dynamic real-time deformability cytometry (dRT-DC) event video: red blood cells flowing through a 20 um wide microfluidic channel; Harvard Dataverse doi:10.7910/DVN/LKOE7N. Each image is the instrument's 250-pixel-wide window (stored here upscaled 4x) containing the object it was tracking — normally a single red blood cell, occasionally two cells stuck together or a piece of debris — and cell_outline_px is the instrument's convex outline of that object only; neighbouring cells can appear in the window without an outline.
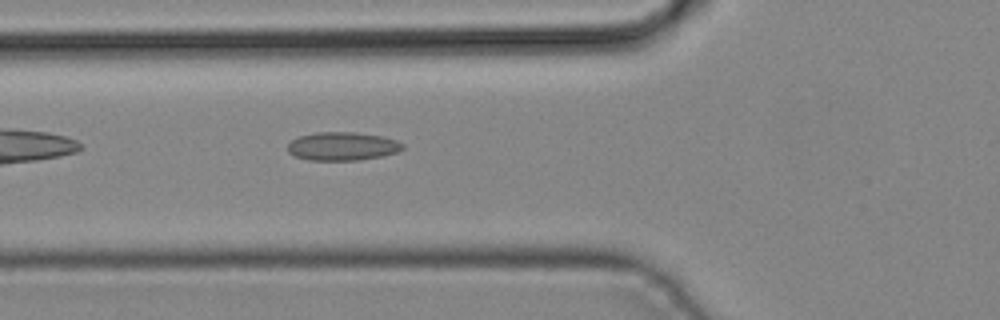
{"species": "common noctule bat (a hibernating species)", "species_latin": "Nyctalus noctula", "temperature_condition": "cold", "stored_images_in_passage": 27, "camera_frame_rate_fps": 3000, "um_per_image_px": 0.085, "animal": {"sex": "male", "body_mass_g": 19.2, "forearm_length_mm": 51.8}, "frame": {"image": 1, "passage_image": 4, "time_ms": 1.0, "image_size_px": [1000, 320], "cell_outline_px": [[404, 148], [396, 152], [380, 156], [360, 160], [308, 160], [296, 156], [288, 152], [288, 144], [292, 140], [300, 136], [316, 132], [356, 132], [380, 136], [396, 140], [404, 144]], "centroid_in_image_um": [29.1, 12.43], "position_along_channel_um": 96.7, "area_um2": 18.9}}
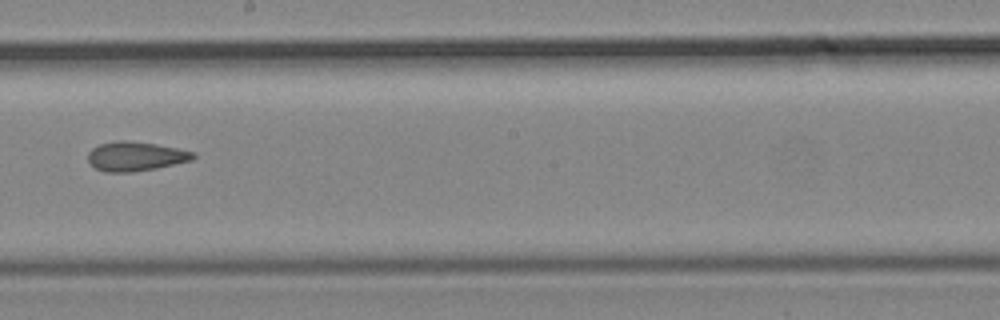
{"frame": {"image": 2, "passage_image": 13, "time_ms": 4.0, "image_size_px": [1000, 320], "cell_outline_px": [[196, 156], [192, 160], [156, 168], [132, 172], [104, 172], [96, 168], [88, 160], [88, 152], [92, 148], [100, 144], [120, 140], [128, 140], [156, 144], [196, 152]], "centroid_in_image_um": [11.53, 13.28], "position_along_channel_um": 236.7, "area_um2": 17.92}}
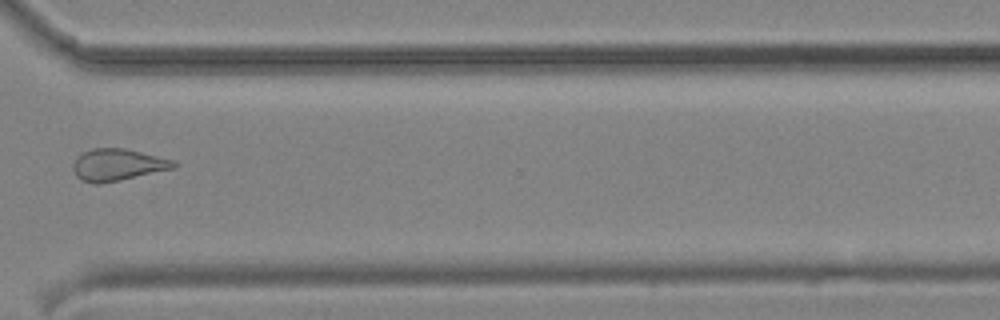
{"frame": {"image": 3, "passage_image": 21, "time_ms": 6.667, "image_size_px": [1000, 320], "cell_outline_px": [[176, 168], [120, 180], [100, 184], [92, 184], [76, 176], [72, 164], [76, 156], [92, 148], [124, 148], [176, 160]], "centroid_in_image_um": [10.01, 14.0], "position_along_channel_um": 360.6, "area_um2": 18.79}}